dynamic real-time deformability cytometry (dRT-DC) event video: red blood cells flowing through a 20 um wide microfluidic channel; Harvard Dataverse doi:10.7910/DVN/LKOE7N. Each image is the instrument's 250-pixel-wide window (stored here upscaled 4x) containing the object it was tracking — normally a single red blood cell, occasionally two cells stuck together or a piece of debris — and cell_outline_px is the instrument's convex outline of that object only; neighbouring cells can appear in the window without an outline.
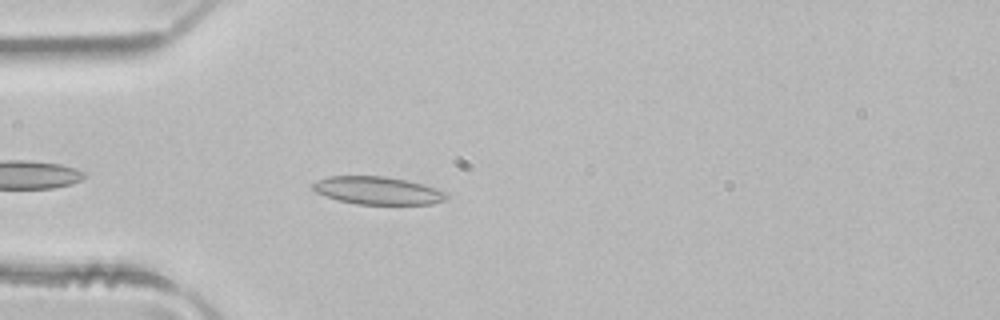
{"species": "common noctule bat (a hibernating species)", "species_latin": "Nyctalus noctula", "temperature_condition": "room temperature", "stored_images_in_passage": 3, "camera_frame_rate_fps": 3000, "um_per_image_px": 0.085, "animal": {"sex": "male", "body_mass_g": 21.5, "forearm_length_mm": 52.0}, "frame": {"image": 1, "passage_image": 3, "time_ms": 0.667, "image_size_px": [1000, 320], "cell_outline_px": [[448, 200], [432, 204], [356, 204], [340, 200], [316, 192], [312, 188], [312, 184], [316, 180], [328, 176], [384, 176], [408, 180], [436, 188], [448, 192]], "centroid_in_image_um": [32.15, 16.19], "position_along_channel_um": 52.8, "area_um2": 21.73}}